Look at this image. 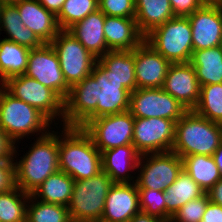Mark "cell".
Segmentation results:
<instances>
[{"instance_id":"obj_1","label":"cell","mask_w":222,"mask_h":222,"mask_svg":"<svg viewBox=\"0 0 222 222\" xmlns=\"http://www.w3.org/2000/svg\"><path fill=\"white\" fill-rule=\"evenodd\" d=\"M130 94L122 84L109 81L95 65L91 75L70 88L62 126L83 128L92 119L128 111Z\"/></svg>"},{"instance_id":"obj_2","label":"cell","mask_w":222,"mask_h":222,"mask_svg":"<svg viewBox=\"0 0 222 222\" xmlns=\"http://www.w3.org/2000/svg\"><path fill=\"white\" fill-rule=\"evenodd\" d=\"M28 152L14 162L15 186L31 194L59 170V135L52 131L36 137Z\"/></svg>"},{"instance_id":"obj_3","label":"cell","mask_w":222,"mask_h":222,"mask_svg":"<svg viewBox=\"0 0 222 222\" xmlns=\"http://www.w3.org/2000/svg\"><path fill=\"white\" fill-rule=\"evenodd\" d=\"M62 129V135L58 132L59 170L75 181L88 179L100 173L101 152L95 147L89 134L81 127L63 126Z\"/></svg>"},{"instance_id":"obj_4","label":"cell","mask_w":222,"mask_h":222,"mask_svg":"<svg viewBox=\"0 0 222 222\" xmlns=\"http://www.w3.org/2000/svg\"><path fill=\"white\" fill-rule=\"evenodd\" d=\"M222 143V124L188 110L177 122L172 151L183 158L189 155L212 156Z\"/></svg>"},{"instance_id":"obj_5","label":"cell","mask_w":222,"mask_h":222,"mask_svg":"<svg viewBox=\"0 0 222 222\" xmlns=\"http://www.w3.org/2000/svg\"><path fill=\"white\" fill-rule=\"evenodd\" d=\"M52 123L38 109L13 97L0 85V127L15 144L30 134L46 135Z\"/></svg>"},{"instance_id":"obj_6","label":"cell","mask_w":222,"mask_h":222,"mask_svg":"<svg viewBox=\"0 0 222 222\" xmlns=\"http://www.w3.org/2000/svg\"><path fill=\"white\" fill-rule=\"evenodd\" d=\"M113 184L110 176L103 171L91 178L76 180L67 206L72 222H100L105 199Z\"/></svg>"},{"instance_id":"obj_7","label":"cell","mask_w":222,"mask_h":222,"mask_svg":"<svg viewBox=\"0 0 222 222\" xmlns=\"http://www.w3.org/2000/svg\"><path fill=\"white\" fill-rule=\"evenodd\" d=\"M188 17H174L145 36L158 53L171 63L190 62L193 45Z\"/></svg>"},{"instance_id":"obj_8","label":"cell","mask_w":222,"mask_h":222,"mask_svg":"<svg viewBox=\"0 0 222 222\" xmlns=\"http://www.w3.org/2000/svg\"><path fill=\"white\" fill-rule=\"evenodd\" d=\"M1 86L13 97L38 109L51 122L64 117V100L36 79L23 75L4 81ZM58 116V117H57Z\"/></svg>"},{"instance_id":"obj_9","label":"cell","mask_w":222,"mask_h":222,"mask_svg":"<svg viewBox=\"0 0 222 222\" xmlns=\"http://www.w3.org/2000/svg\"><path fill=\"white\" fill-rule=\"evenodd\" d=\"M50 44L58 56L64 79L70 88L91 75L97 58L68 30H60Z\"/></svg>"},{"instance_id":"obj_10","label":"cell","mask_w":222,"mask_h":222,"mask_svg":"<svg viewBox=\"0 0 222 222\" xmlns=\"http://www.w3.org/2000/svg\"><path fill=\"white\" fill-rule=\"evenodd\" d=\"M182 169V158L173 151L140 155L135 184L137 189L165 191Z\"/></svg>"},{"instance_id":"obj_11","label":"cell","mask_w":222,"mask_h":222,"mask_svg":"<svg viewBox=\"0 0 222 222\" xmlns=\"http://www.w3.org/2000/svg\"><path fill=\"white\" fill-rule=\"evenodd\" d=\"M134 121L130 112L125 111L92 119L83 129L92 138L95 147L102 152L123 145H133Z\"/></svg>"},{"instance_id":"obj_12","label":"cell","mask_w":222,"mask_h":222,"mask_svg":"<svg viewBox=\"0 0 222 222\" xmlns=\"http://www.w3.org/2000/svg\"><path fill=\"white\" fill-rule=\"evenodd\" d=\"M134 118H165L178 121L188 110L162 88H137L130 94Z\"/></svg>"},{"instance_id":"obj_13","label":"cell","mask_w":222,"mask_h":222,"mask_svg":"<svg viewBox=\"0 0 222 222\" xmlns=\"http://www.w3.org/2000/svg\"><path fill=\"white\" fill-rule=\"evenodd\" d=\"M25 75L55 91L64 101L70 92L58 56L50 43L30 49Z\"/></svg>"},{"instance_id":"obj_14","label":"cell","mask_w":222,"mask_h":222,"mask_svg":"<svg viewBox=\"0 0 222 222\" xmlns=\"http://www.w3.org/2000/svg\"><path fill=\"white\" fill-rule=\"evenodd\" d=\"M176 121L165 118H135L133 146L140 155L172 151Z\"/></svg>"},{"instance_id":"obj_15","label":"cell","mask_w":222,"mask_h":222,"mask_svg":"<svg viewBox=\"0 0 222 222\" xmlns=\"http://www.w3.org/2000/svg\"><path fill=\"white\" fill-rule=\"evenodd\" d=\"M162 89L178 100L187 110H193L200 98L201 86L194 67L188 63H172Z\"/></svg>"},{"instance_id":"obj_16","label":"cell","mask_w":222,"mask_h":222,"mask_svg":"<svg viewBox=\"0 0 222 222\" xmlns=\"http://www.w3.org/2000/svg\"><path fill=\"white\" fill-rule=\"evenodd\" d=\"M137 88H162L170 61L145 40L134 49Z\"/></svg>"},{"instance_id":"obj_17","label":"cell","mask_w":222,"mask_h":222,"mask_svg":"<svg viewBox=\"0 0 222 222\" xmlns=\"http://www.w3.org/2000/svg\"><path fill=\"white\" fill-rule=\"evenodd\" d=\"M191 25L193 50L221 45L222 13L217 6L202 5L188 16Z\"/></svg>"},{"instance_id":"obj_18","label":"cell","mask_w":222,"mask_h":222,"mask_svg":"<svg viewBox=\"0 0 222 222\" xmlns=\"http://www.w3.org/2000/svg\"><path fill=\"white\" fill-rule=\"evenodd\" d=\"M139 211V193L135 182L114 183L105 199L100 222H129Z\"/></svg>"},{"instance_id":"obj_19","label":"cell","mask_w":222,"mask_h":222,"mask_svg":"<svg viewBox=\"0 0 222 222\" xmlns=\"http://www.w3.org/2000/svg\"><path fill=\"white\" fill-rule=\"evenodd\" d=\"M15 5L20 13L21 21L43 43H51L61 30L57 16L45 9L37 0H21Z\"/></svg>"},{"instance_id":"obj_20","label":"cell","mask_w":222,"mask_h":222,"mask_svg":"<svg viewBox=\"0 0 222 222\" xmlns=\"http://www.w3.org/2000/svg\"><path fill=\"white\" fill-rule=\"evenodd\" d=\"M96 65L109 81L122 84L130 92L137 89L134 50L108 51L97 59Z\"/></svg>"},{"instance_id":"obj_21","label":"cell","mask_w":222,"mask_h":222,"mask_svg":"<svg viewBox=\"0 0 222 222\" xmlns=\"http://www.w3.org/2000/svg\"><path fill=\"white\" fill-rule=\"evenodd\" d=\"M103 31L110 51L134 50L145 40L135 18L105 16Z\"/></svg>"},{"instance_id":"obj_22","label":"cell","mask_w":222,"mask_h":222,"mask_svg":"<svg viewBox=\"0 0 222 222\" xmlns=\"http://www.w3.org/2000/svg\"><path fill=\"white\" fill-rule=\"evenodd\" d=\"M102 171L110 176L114 183H134L136 176L131 170H137L140 154L133 145H123L101 152Z\"/></svg>"},{"instance_id":"obj_23","label":"cell","mask_w":222,"mask_h":222,"mask_svg":"<svg viewBox=\"0 0 222 222\" xmlns=\"http://www.w3.org/2000/svg\"><path fill=\"white\" fill-rule=\"evenodd\" d=\"M105 15L97 9L67 30L97 59L110 51L104 36Z\"/></svg>"},{"instance_id":"obj_24","label":"cell","mask_w":222,"mask_h":222,"mask_svg":"<svg viewBox=\"0 0 222 222\" xmlns=\"http://www.w3.org/2000/svg\"><path fill=\"white\" fill-rule=\"evenodd\" d=\"M204 194V190L182 169L177 179L164 191L166 222H170L172 215L188 201Z\"/></svg>"},{"instance_id":"obj_25","label":"cell","mask_w":222,"mask_h":222,"mask_svg":"<svg viewBox=\"0 0 222 222\" xmlns=\"http://www.w3.org/2000/svg\"><path fill=\"white\" fill-rule=\"evenodd\" d=\"M6 32L8 38H3L13 41L21 46L29 49L41 47L44 43L38 36L24 25L21 21L20 13L15 4H4L0 15V31Z\"/></svg>"},{"instance_id":"obj_26","label":"cell","mask_w":222,"mask_h":222,"mask_svg":"<svg viewBox=\"0 0 222 222\" xmlns=\"http://www.w3.org/2000/svg\"><path fill=\"white\" fill-rule=\"evenodd\" d=\"M200 86L222 83V49L220 46L193 50L189 62Z\"/></svg>"},{"instance_id":"obj_27","label":"cell","mask_w":222,"mask_h":222,"mask_svg":"<svg viewBox=\"0 0 222 222\" xmlns=\"http://www.w3.org/2000/svg\"><path fill=\"white\" fill-rule=\"evenodd\" d=\"M135 20L139 31L146 36L154 28L174 18L169 0H135Z\"/></svg>"},{"instance_id":"obj_28","label":"cell","mask_w":222,"mask_h":222,"mask_svg":"<svg viewBox=\"0 0 222 222\" xmlns=\"http://www.w3.org/2000/svg\"><path fill=\"white\" fill-rule=\"evenodd\" d=\"M75 180L58 170L51 174L38 188L30 195L40 201L68 206L73 193Z\"/></svg>"},{"instance_id":"obj_29","label":"cell","mask_w":222,"mask_h":222,"mask_svg":"<svg viewBox=\"0 0 222 222\" xmlns=\"http://www.w3.org/2000/svg\"><path fill=\"white\" fill-rule=\"evenodd\" d=\"M30 49L13 41L0 39V84L26 72Z\"/></svg>"},{"instance_id":"obj_30","label":"cell","mask_w":222,"mask_h":222,"mask_svg":"<svg viewBox=\"0 0 222 222\" xmlns=\"http://www.w3.org/2000/svg\"><path fill=\"white\" fill-rule=\"evenodd\" d=\"M182 162L183 169L205 193L222 178L213 156L189 155L183 157Z\"/></svg>"},{"instance_id":"obj_31","label":"cell","mask_w":222,"mask_h":222,"mask_svg":"<svg viewBox=\"0 0 222 222\" xmlns=\"http://www.w3.org/2000/svg\"><path fill=\"white\" fill-rule=\"evenodd\" d=\"M30 194L15 186L0 193V222H26V207Z\"/></svg>"},{"instance_id":"obj_32","label":"cell","mask_w":222,"mask_h":222,"mask_svg":"<svg viewBox=\"0 0 222 222\" xmlns=\"http://www.w3.org/2000/svg\"><path fill=\"white\" fill-rule=\"evenodd\" d=\"M26 222H72V219L67 206L46 203L30 195L26 207Z\"/></svg>"},{"instance_id":"obj_33","label":"cell","mask_w":222,"mask_h":222,"mask_svg":"<svg viewBox=\"0 0 222 222\" xmlns=\"http://www.w3.org/2000/svg\"><path fill=\"white\" fill-rule=\"evenodd\" d=\"M193 110L212 122L222 124V83L201 86L199 102Z\"/></svg>"},{"instance_id":"obj_34","label":"cell","mask_w":222,"mask_h":222,"mask_svg":"<svg viewBox=\"0 0 222 222\" xmlns=\"http://www.w3.org/2000/svg\"><path fill=\"white\" fill-rule=\"evenodd\" d=\"M97 9L98 0H66L57 15V22L61 30H67Z\"/></svg>"},{"instance_id":"obj_35","label":"cell","mask_w":222,"mask_h":222,"mask_svg":"<svg viewBox=\"0 0 222 222\" xmlns=\"http://www.w3.org/2000/svg\"><path fill=\"white\" fill-rule=\"evenodd\" d=\"M140 211L166 222V205L164 191L138 189Z\"/></svg>"},{"instance_id":"obj_36","label":"cell","mask_w":222,"mask_h":222,"mask_svg":"<svg viewBox=\"0 0 222 222\" xmlns=\"http://www.w3.org/2000/svg\"><path fill=\"white\" fill-rule=\"evenodd\" d=\"M209 202L207 193L188 201L172 215L170 222H201Z\"/></svg>"},{"instance_id":"obj_37","label":"cell","mask_w":222,"mask_h":222,"mask_svg":"<svg viewBox=\"0 0 222 222\" xmlns=\"http://www.w3.org/2000/svg\"><path fill=\"white\" fill-rule=\"evenodd\" d=\"M98 9L105 16L135 18V0H98Z\"/></svg>"},{"instance_id":"obj_38","label":"cell","mask_w":222,"mask_h":222,"mask_svg":"<svg viewBox=\"0 0 222 222\" xmlns=\"http://www.w3.org/2000/svg\"><path fill=\"white\" fill-rule=\"evenodd\" d=\"M15 187L14 161L0 160V193Z\"/></svg>"},{"instance_id":"obj_39","label":"cell","mask_w":222,"mask_h":222,"mask_svg":"<svg viewBox=\"0 0 222 222\" xmlns=\"http://www.w3.org/2000/svg\"><path fill=\"white\" fill-rule=\"evenodd\" d=\"M175 17H188L202 4L199 0H169Z\"/></svg>"},{"instance_id":"obj_40","label":"cell","mask_w":222,"mask_h":222,"mask_svg":"<svg viewBox=\"0 0 222 222\" xmlns=\"http://www.w3.org/2000/svg\"><path fill=\"white\" fill-rule=\"evenodd\" d=\"M16 148L15 143L0 127V160H14L18 155Z\"/></svg>"},{"instance_id":"obj_41","label":"cell","mask_w":222,"mask_h":222,"mask_svg":"<svg viewBox=\"0 0 222 222\" xmlns=\"http://www.w3.org/2000/svg\"><path fill=\"white\" fill-rule=\"evenodd\" d=\"M201 222H222V206L209 202Z\"/></svg>"},{"instance_id":"obj_42","label":"cell","mask_w":222,"mask_h":222,"mask_svg":"<svg viewBox=\"0 0 222 222\" xmlns=\"http://www.w3.org/2000/svg\"><path fill=\"white\" fill-rule=\"evenodd\" d=\"M206 193L210 202L222 206V178Z\"/></svg>"},{"instance_id":"obj_43","label":"cell","mask_w":222,"mask_h":222,"mask_svg":"<svg viewBox=\"0 0 222 222\" xmlns=\"http://www.w3.org/2000/svg\"><path fill=\"white\" fill-rule=\"evenodd\" d=\"M45 9L53 12L56 16L60 13L66 0H37Z\"/></svg>"},{"instance_id":"obj_44","label":"cell","mask_w":222,"mask_h":222,"mask_svg":"<svg viewBox=\"0 0 222 222\" xmlns=\"http://www.w3.org/2000/svg\"><path fill=\"white\" fill-rule=\"evenodd\" d=\"M129 222H163V221L157 217L148 215L143 211H139L129 220Z\"/></svg>"},{"instance_id":"obj_45","label":"cell","mask_w":222,"mask_h":222,"mask_svg":"<svg viewBox=\"0 0 222 222\" xmlns=\"http://www.w3.org/2000/svg\"><path fill=\"white\" fill-rule=\"evenodd\" d=\"M213 158L215 160V163L219 169L220 174L222 175V143L220 146L216 149V151L213 153Z\"/></svg>"},{"instance_id":"obj_46","label":"cell","mask_w":222,"mask_h":222,"mask_svg":"<svg viewBox=\"0 0 222 222\" xmlns=\"http://www.w3.org/2000/svg\"><path fill=\"white\" fill-rule=\"evenodd\" d=\"M202 5L216 6L220 0H199Z\"/></svg>"},{"instance_id":"obj_47","label":"cell","mask_w":222,"mask_h":222,"mask_svg":"<svg viewBox=\"0 0 222 222\" xmlns=\"http://www.w3.org/2000/svg\"><path fill=\"white\" fill-rule=\"evenodd\" d=\"M3 4H15L21 0H0Z\"/></svg>"},{"instance_id":"obj_48","label":"cell","mask_w":222,"mask_h":222,"mask_svg":"<svg viewBox=\"0 0 222 222\" xmlns=\"http://www.w3.org/2000/svg\"><path fill=\"white\" fill-rule=\"evenodd\" d=\"M216 6L220 10V12L222 13V0H220V2Z\"/></svg>"},{"instance_id":"obj_49","label":"cell","mask_w":222,"mask_h":222,"mask_svg":"<svg viewBox=\"0 0 222 222\" xmlns=\"http://www.w3.org/2000/svg\"><path fill=\"white\" fill-rule=\"evenodd\" d=\"M4 4L0 1V15H1V9H2V6H3Z\"/></svg>"}]
</instances>
